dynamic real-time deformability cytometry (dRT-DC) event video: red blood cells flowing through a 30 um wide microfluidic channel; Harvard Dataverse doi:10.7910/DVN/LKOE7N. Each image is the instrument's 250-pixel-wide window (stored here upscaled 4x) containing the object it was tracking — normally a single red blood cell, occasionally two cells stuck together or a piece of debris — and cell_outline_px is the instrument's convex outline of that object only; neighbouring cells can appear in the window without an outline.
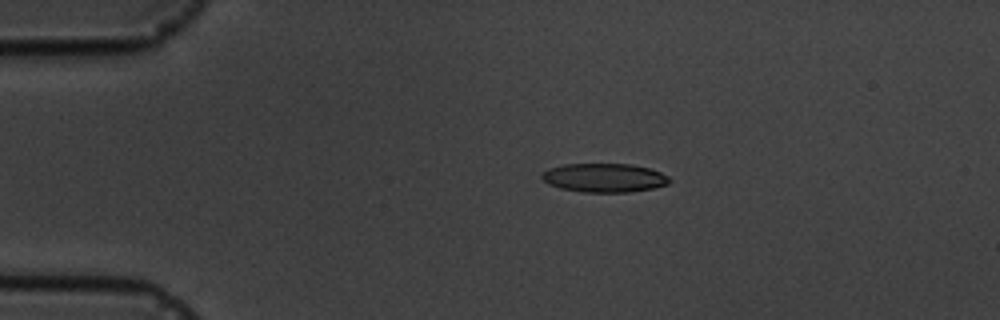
{"species": "common noctule bat (a hibernating species)", "species_latin": "Nyctalus noctula", "temperature_condition": "cold", "stored_images_in_passage": 6, "camera_frame_rate_fps": 3000, "um_per_image_px": 0.085, "animal": {"sex": "male", "body_mass_g": 19.5, "forearm_length_mm": 54.6}, "frame": {"image": 1, "passage_image": 4, "time_ms": 3.333, "image_size_px": [1000, 320], "cell_outline_px": [[672, 180], [668, 184], [652, 188], [628, 192], [584, 192], [560, 188], [548, 184], [540, 176], [548, 168], [564, 164], [632, 164], [648, 168], [660, 172], [668, 176]], "centroid_in_image_um": [51.36, 15.11], "position_along_channel_um": 33.6, "area_um2": 21.39}}
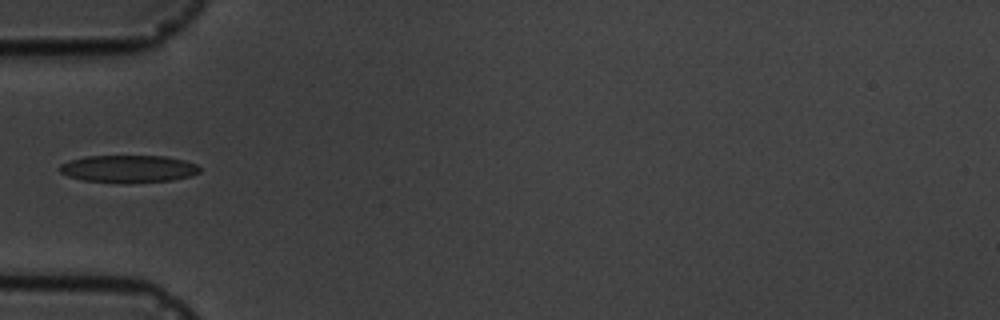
{"frame": {"image": 2, "passage_image": 6, "time_ms": 5.667, "image_size_px": [1000, 320], "cell_outline_px": [[200, 172], [192, 176], [172, 180], [84, 180], [68, 176], [60, 172], [60, 164], [72, 160], [88, 156], [164, 156], [184, 160], [196, 164], [200, 168]], "centroid_in_image_um": [10.96, 14.3], "position_along_channel_um": 74.0, "area_um2": 21.21}}